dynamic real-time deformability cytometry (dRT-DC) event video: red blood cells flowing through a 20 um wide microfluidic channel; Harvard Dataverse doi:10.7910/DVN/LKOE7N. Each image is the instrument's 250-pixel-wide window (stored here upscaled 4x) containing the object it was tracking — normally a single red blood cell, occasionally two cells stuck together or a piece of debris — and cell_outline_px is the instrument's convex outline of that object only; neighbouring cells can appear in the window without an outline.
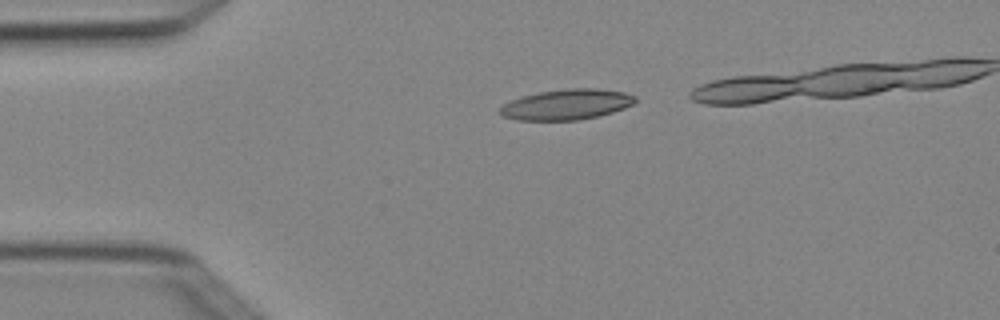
{"species": "Egyptian fruit bat (a non-hibernating species)", "species_latin": "Rousettus aegyptiacus", "temperature_condition": "cold", "stored_images_in_passage": 5, "camera_frame_rate_fps": 3000, "um_per_image_px": 0.085, "animal": {"sex": "female"}, "frame": {"image": 1, "passage_image": 1, "time_ms": 0.0, "image_size_px": [1000, 320], "cell_outline_px": [[636, 100], [632, 104], [624, 108], [612, 112], [596, 116], [576, 120], [516, 120], [504, 116], [500, 112], [500, 108], [504, 104], [512, 100], [524, 96], [540, 92], [568, 88], [596, 88], [624, 92], [636, 96]], "centroid_in_image_um": [48.18, 8.87], "position_along_channel_um": 36.8, "area_um2": 23.7}}